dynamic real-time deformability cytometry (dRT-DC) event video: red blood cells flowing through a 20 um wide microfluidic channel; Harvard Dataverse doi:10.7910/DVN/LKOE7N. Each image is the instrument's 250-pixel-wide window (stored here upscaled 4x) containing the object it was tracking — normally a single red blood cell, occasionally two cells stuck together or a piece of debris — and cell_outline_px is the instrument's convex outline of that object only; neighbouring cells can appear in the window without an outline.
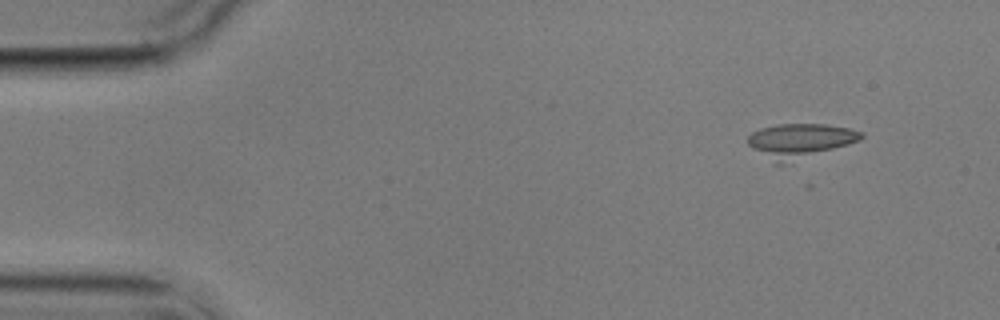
{"species": "common noctule bat (a hibernating species)", "species_latin": "Nyctalus noctula", "temperature_condition": "cold", "stored_images_in_passage": 5, "camera_frame_rate_fps": 3000, "um_per_image_px": 0.085, "animal": {"sex": "male", "body_mass_g": 17.9}, "frame": {"image": 1, "passage_image": 1, "time_ms": 0.0, "image_size_px": [1000, 320], "cell_outline_px": [[864, 136], [860, 140], [848, 144], [780, 164], [772, 164], [752, 148], [748, 144], [748, 136], [752, 132], [760, 128], [776, 124], [824, 124], [848, 128], [864, 132]], "centroid_in_image_um": [67.94, 11.94], "position_along_channel_um": 17.1, "area_um2": 22.37}}
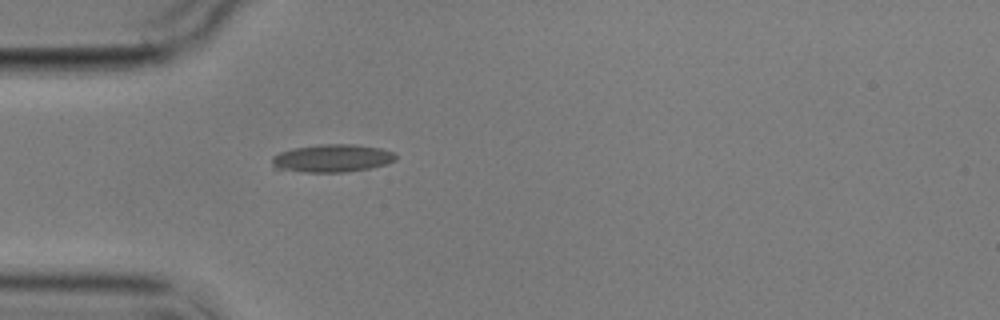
{"frame": {"image": 2, "passage_image": 4, "time_ms": 3.667, "image_size_px": [1000, 320], "cell_outline_px": [[396, 160], [388, 164], [372, 168], [344, 172], [308, 172], [272, 168], [272, 156], [280, 152], [292, 148], [320, 144], [356, 144], [380, 148], [392, 152], [396, 156]], "centroid_in_image_um": [28.23, 13.45], "position_along_channel_um": 56.8, "area_um2": 20.23}}